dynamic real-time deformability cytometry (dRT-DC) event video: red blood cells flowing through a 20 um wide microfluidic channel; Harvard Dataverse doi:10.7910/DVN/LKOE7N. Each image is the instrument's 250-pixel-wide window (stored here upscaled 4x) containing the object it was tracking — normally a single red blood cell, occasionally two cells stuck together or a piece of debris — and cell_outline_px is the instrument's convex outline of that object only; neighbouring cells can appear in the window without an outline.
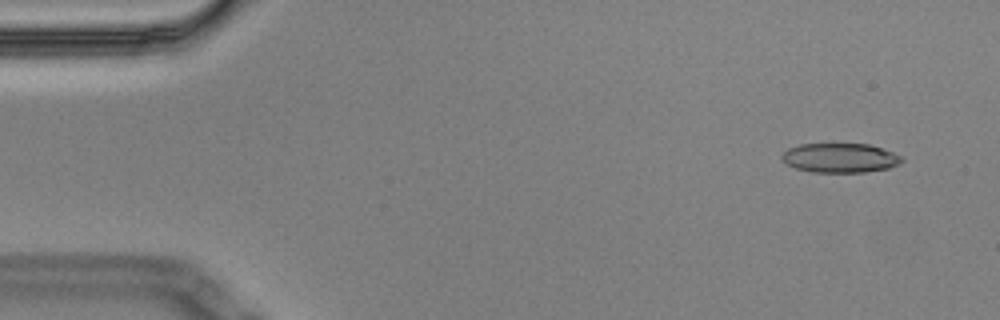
{"species": "Egyptian fruit bat (a non-hibernating species)", "species_latin": "Rousettus aegyptiacus", "temperature_condition": "cold", "stored_images_in_passage": 9, "camera_frame_rate_fps": 3000, "um_per_image_px": 0.085, "animal": {"sex": "male"}, "frame": {"image": 1, "passage_image": 1, "time_ms": 0.0, "image_size_px": [1000, 320], "cell_outline_px": [[904, 160], [900, 164], [888, 168], [864, 172], [812, 172], [796, 168], [788, 164], [780, 156], [788, 148], [800, 144], [868, 144], [892, 152], [900, 156]], "centroid_in_image_um": [71.4, 13.42], "position_along_channel_um": 13.6, "area_um2": 20.35}}
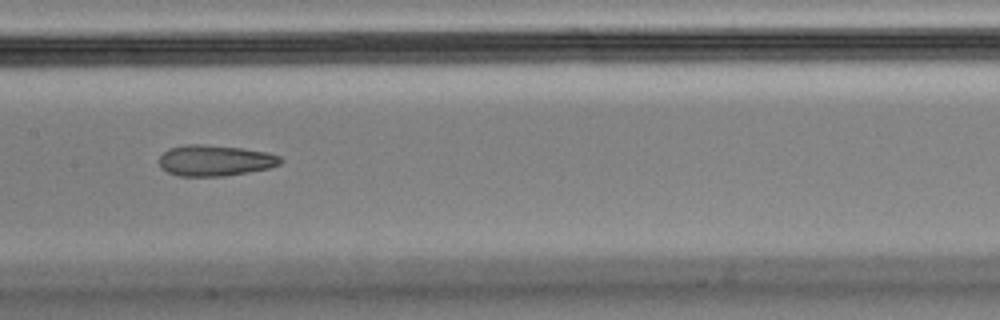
{"frame": {"image": 2, "passage_image": 8, "time_ms": 2.333, "image_size_px": [1000, 320], "cell_outline_px": [[284, 160], [280, 164], [268, 168], [248, 172], [224, 176], [180, 176], [168, 172], [160, 168], [160, 156], [168, 148], [188, 144], [204, 144], [240, 148], [268, 152], [280, 156]], "centroid_in_image_um": [18.28, 13.64], "position_along_channel_um": 189.1, "area_um2": 21.91}}
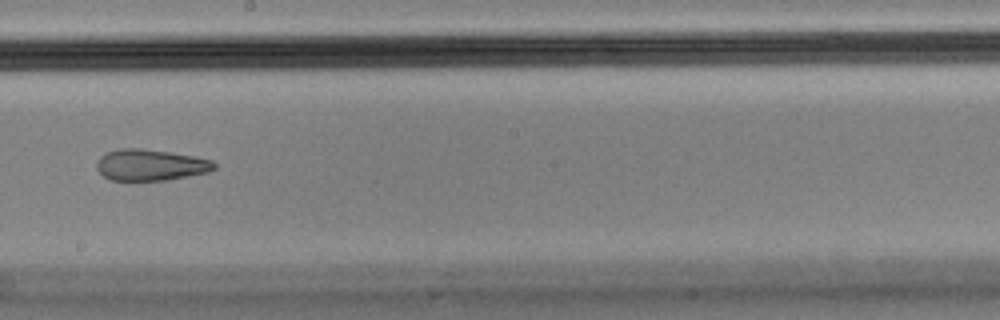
{"frame": {"image": 3, "passage_image": 9, "time_ms": 2.667, "image_size_px": [1000, 320], "cell_outline_px": [[216, 168], [208, 172], [188, 176], [164, 180], [112, 180], [104, 176], [96, 168], [96, 160], [104, 152], [120, 148], [144, 148], [192, 156], [212, 160], [216, 164]], "centroid_in_image_um": [12.75, 14.01], "position_along_channel_um": 235.4, "area_um2": 21.44}}